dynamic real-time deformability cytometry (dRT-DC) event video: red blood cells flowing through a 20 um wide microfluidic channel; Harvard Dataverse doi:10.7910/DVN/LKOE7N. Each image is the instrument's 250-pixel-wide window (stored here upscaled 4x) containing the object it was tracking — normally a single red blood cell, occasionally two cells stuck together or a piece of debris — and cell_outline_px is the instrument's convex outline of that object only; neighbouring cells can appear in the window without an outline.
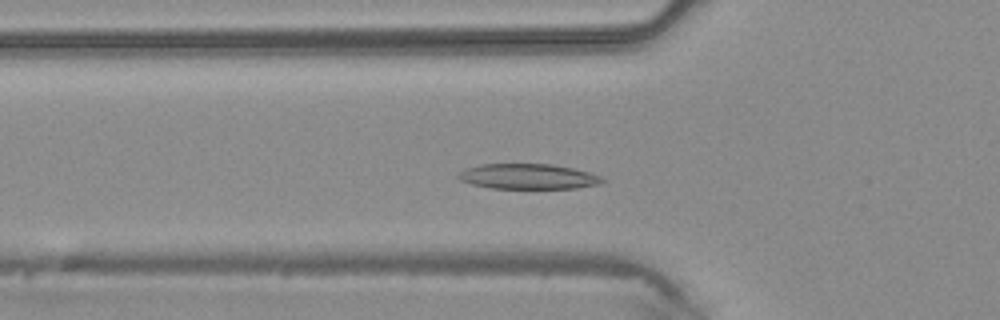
{"species": "common noctule bat (a hibernating species)", "species_latin": "Nyctalus noctula", "temperature_condition": "warm", "stored_images_in_passage": 39, "camera_frame_rate_fps": 3000, "um_per_image_px": 0.085, "animal": {"sex": "male", "body_mass_g": 20.4}, "frame": {"image": 1, "passage_image": 10, "time_ms": 3.0, "image_size_px": [1000, 320], "cell_outline_px": [[604, 180], [600, 184], [576, 188], [492, 188], [472, 184], [460, 180], [456, 176], [464, 168], [480, 164], [552, 164], [572, 168], [588, 172], [600, 176]], "centroid_in_image_um": [44.85, 14.99], "position_along_channel_um": 80.9, "area_um2": 21.1}}
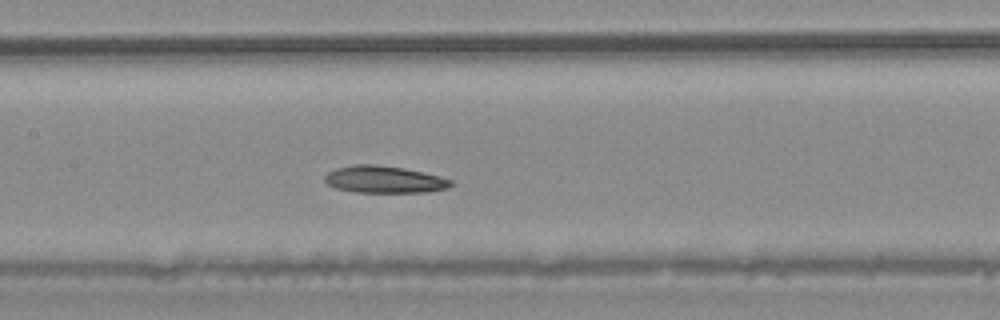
{"frame": {"image": 2, "passage_image": 16, "time_ms": 5.0, "image_size_px": [1000, 320], "cell_outline_px": [[452, 184], [448, 188], [428, 192], [356, 192], [336, 188], [328, 184], [324, 180], [324, 176], [328, 172], [336, 168], [352, 164], [376, 164], [404, 168], [440, 176], [452, 180]], "centroid_in_image_um": [32.65, 15.25], "position_along_channel_um": 174.8, "area_um2": 19.94}}
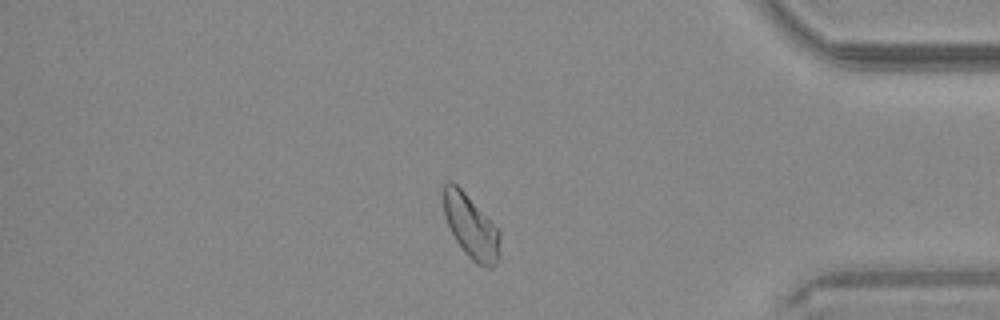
{"frame": {"image": 3, "passage_image": 32, "time_ms": 10.333, "image_size_px": [1000, 320], "cell_outline_px": [[500, 260], [492, 268], [488, 268], [476, 264], [464, 252], [456, 240], [444, 216], [440, 192], [444, 184], [448, 180], [452, 180], [464, 192], [500, 232]], "centroid_in_image_um": [40.0, 19.26], "position_along_channel_um": 395.2, "area_um2": 21.15}}